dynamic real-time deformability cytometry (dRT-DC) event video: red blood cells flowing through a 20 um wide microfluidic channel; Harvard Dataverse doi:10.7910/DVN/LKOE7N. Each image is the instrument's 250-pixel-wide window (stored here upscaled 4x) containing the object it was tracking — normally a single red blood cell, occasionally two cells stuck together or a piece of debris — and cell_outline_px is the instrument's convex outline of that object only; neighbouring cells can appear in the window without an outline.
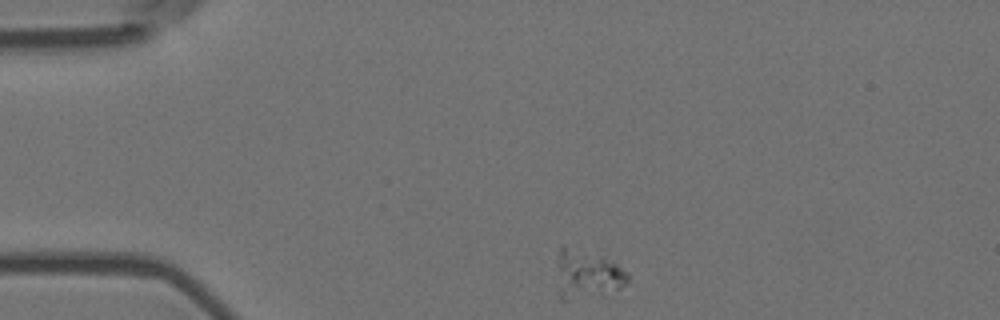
{"species": "Egyptian fruit bat (a non-hibernating species)", "species_latin": "Rousettus aegyptiacus", "temperature_condition": "room temperature", "stored_images_in_passage": 47, "camera_frame_rate_fps": 3000, "um_per_image_px": 0.085, "animal": {"sex": "female"}, "frame": {"image": 1, "passage_image": 1, "time_ms": 0.0, "image_size_px": [1000, 320], "cell_outline_px": [[628, 284], [616, 288], [600, 292], [576, 284], [560, 268], [560, 244], [564, 244], [616, 264], [628, 272]], "centroid_in_image_um": [50.27, 22.96], "position_along_channel_um": 34.7, "area_um2": 14.45}}
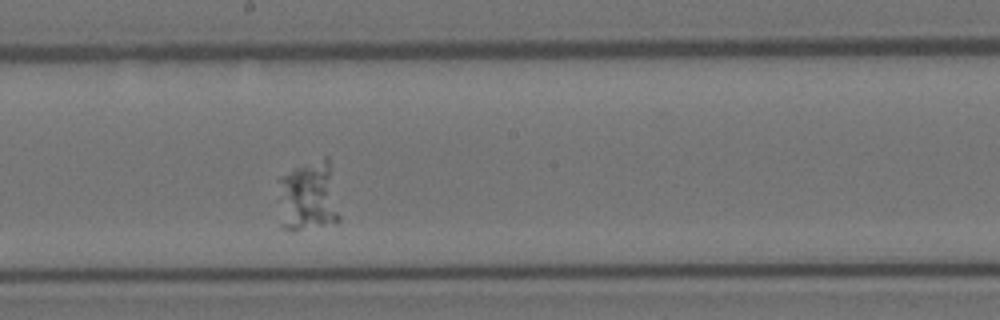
{"frame": {"image": 2, "passage_image": 21, "time_ms": 6.667, "image_size_px": [1000, 320], "cell_outline_px": [[340, 220], [336, 224], [292, 232], [284, 228], [280, 224], [280, 176], [296, 168], [324, 156], [328, 156], [340, 216]], "centroid_in_image_um": [26.23, 16.75], "position_along_channel_um": 222.0, "area_um2": 25.43}}
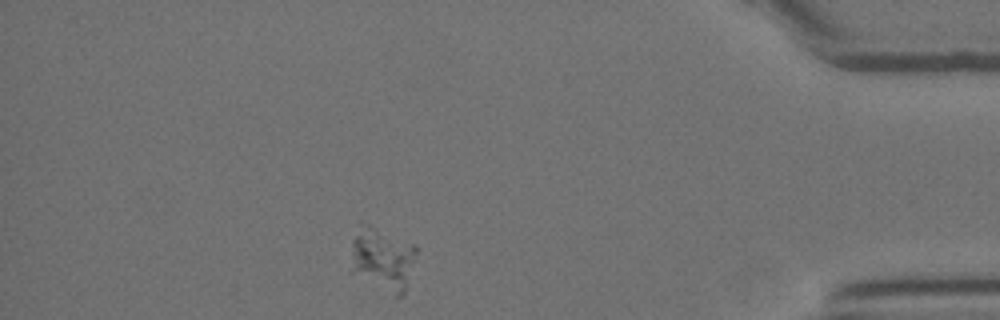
{"frame": {"image": 3, "passage_image": 40, "time_ms": 13.0, "image_size_px": [1000, 320], "cell_outline_px": [[416, 252], [404, 292], [400, 296], [396, 296], [348, 272], [352, 240], [356, 236], [364, 232], [416, 244]], "centroid_in_image_um": [32.49, 22.23], "position_along_channel_um": 402.7, "area_um2": 21.91}}